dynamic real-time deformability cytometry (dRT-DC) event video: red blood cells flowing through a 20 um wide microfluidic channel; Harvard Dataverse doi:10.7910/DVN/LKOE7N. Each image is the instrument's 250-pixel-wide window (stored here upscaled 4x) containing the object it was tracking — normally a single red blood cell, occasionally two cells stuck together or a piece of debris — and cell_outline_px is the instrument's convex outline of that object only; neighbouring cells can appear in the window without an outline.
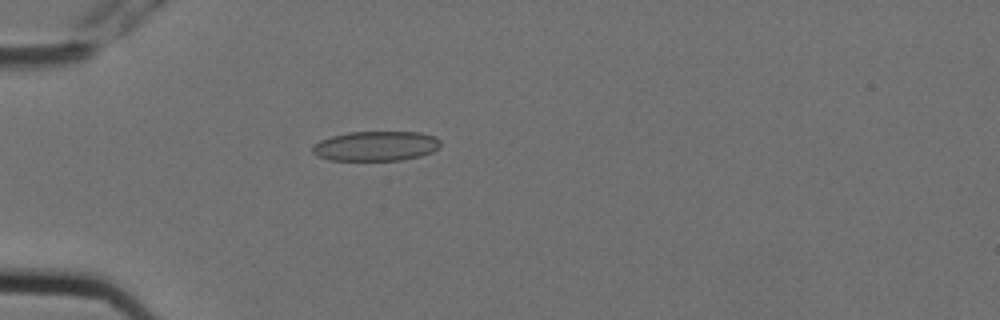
{"species": "Egyptian fruit bat (a non-hibernating species)", "species_latin": "Rousettus aegyptiacus", "temperature_condition": "cold", "stored_images_in_passage": 5, "camera_frame_rate_fps": 3000, "um_per_image_px": 0.085, "animal": {"sex": "female"}, "frame": {"image": 1, "passage_image": 5, "time_ms": 1.333, "image_size_px": [1000, 320], "cell_outline_px": [[440, 148], [432, 152], [420, 156], [400, 160], [332, 160], [316, 156], [312, 152], [312, 144], [320, 140], [332, 136], [348, 132], [420, 132], [436, 136], [440, 140]], "centroid_in_image_um": [31.95, 12.41], "position_along_channel_um": 53.0, "area_um2": 22.37}}